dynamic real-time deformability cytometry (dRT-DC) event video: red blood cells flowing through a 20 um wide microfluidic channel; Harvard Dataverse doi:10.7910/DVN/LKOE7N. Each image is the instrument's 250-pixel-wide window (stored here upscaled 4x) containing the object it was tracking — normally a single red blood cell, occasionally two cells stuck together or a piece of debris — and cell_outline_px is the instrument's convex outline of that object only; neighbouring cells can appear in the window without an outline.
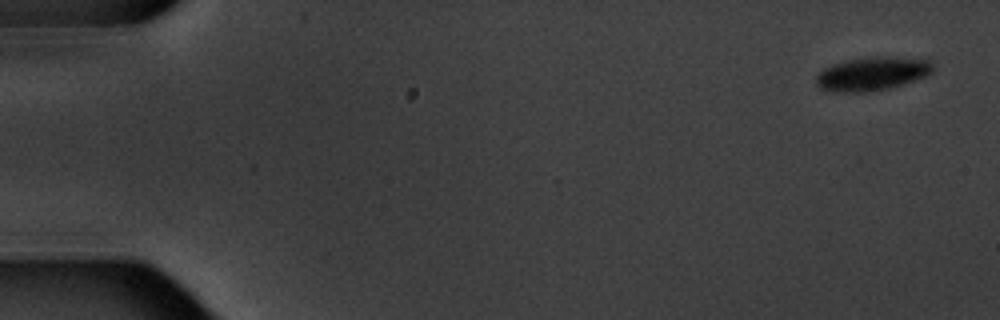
{"species": "common noctule bat (a hibernating species)", "species_latin": "Nyctalus noctula", "temperature_condition": "warm", "stored_images_in_passage": 7, "camera_frame_rate_fps": 3000, "um_per_image_px": 0.085, "animal": {"sex": "male", "body_mass_g": 20.1, "forearm_length_mm": 53.5}, "frame": {"image": 1, "passage_image": 1, "time_ms": 0.0, "image_size_px": [1000, 320], "cell_outline_px": [[932, 72], [924, 76], [888, 88], [868, 92], [832, 92], [820, 88], [816, 84], [816, 76], [824, 68], [832, 64], [848, 60], [872, 56], [892, 56], [928, 60], [932, 64]], "centroid_in_image_um": [74.08, 6.26], "position_along_channel_um": 10.9, "area_um2": 22.66}}
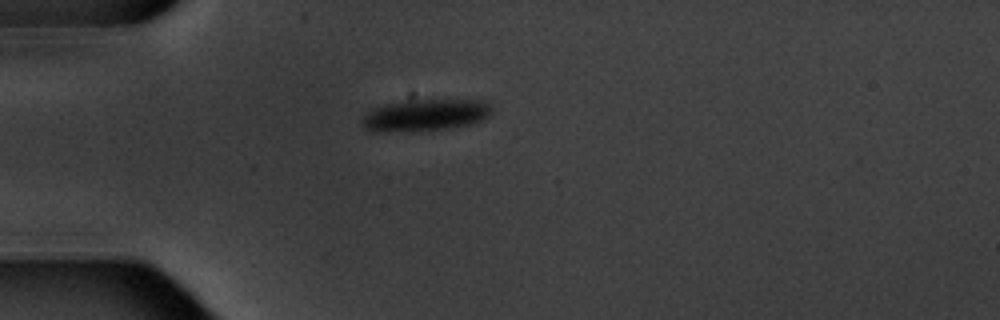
{"frame": {"image": 2, "passage_image": 5, "time_ms": 4.667, "image_size_px": [1000, 320], "cell_outline_px": [[492, 112], [484, 120], [476, 124], [452, 128], [420, 132], [368, 132], [364, 128], [360, 120], [360, 116], [372, 108], [384, 104], [400, 100], [484, 100], [492, 108]], "centroid_in_image_um": [36.09, 9.81], "position_along_channel_um": 48.9, "area_um2": 25.2}}
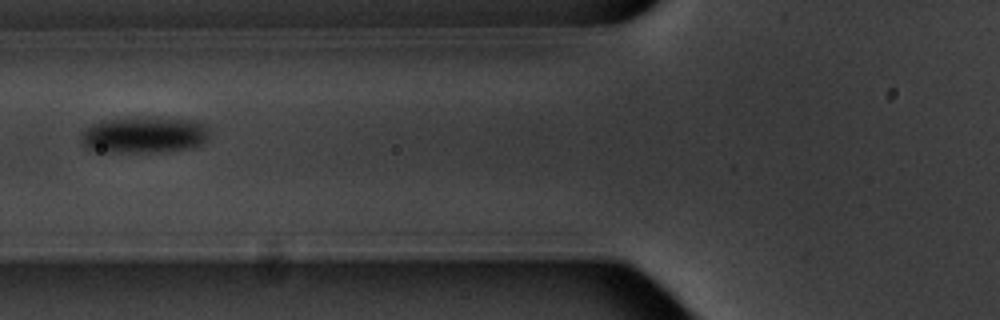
{"frame": {"image": 3, "passage_image": 7, "time_ms": 7.0, "image_size_px": [1000, 320], "cell_outline_px": [[208, 136], [200, 144], [188, 148], [152, 152], [96, 152], [84, 148], [80, 144], [80, 136], [92, 124], [104, 120], [156, 116], [160, 116], [200, 120], [208, 128]], "centroid_in_image_um": [12.23, 11.45], "position_along_channel_um": 113.6, "area_um2": 27.69}}